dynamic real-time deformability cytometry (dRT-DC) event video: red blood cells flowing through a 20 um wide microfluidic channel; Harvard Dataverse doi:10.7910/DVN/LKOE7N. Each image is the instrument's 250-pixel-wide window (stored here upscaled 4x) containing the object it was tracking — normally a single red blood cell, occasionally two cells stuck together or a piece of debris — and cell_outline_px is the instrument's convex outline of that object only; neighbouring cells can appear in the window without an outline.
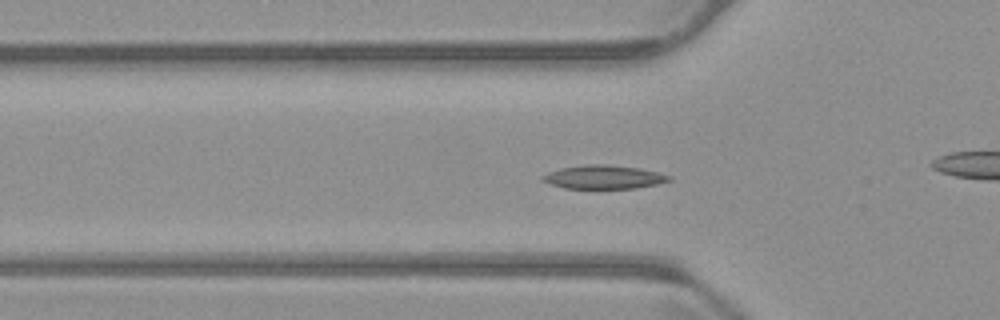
{"species": "common noctule bat (a hibernating species)", "species_latin": "Nyctalus noctula", "temperature_condition": "warm", "stored_images_in_passage": 57, "camera_frame_rate_fps": 3000, "um_per_image_px": 0.085, "animal": {"sex": "male", "body_mass_g": 23.1, "forearm_length_mm": 52.7}, "frame": {"image": 1, "passage_image": 19, "time_ms": 6.0, "image_size_px": [1000, 320], "cell_outline_px": [[672, 180], [656, 184], [636, 188], [564, 188], [540, 180], [540, 176], [548, 172], [560, 168], [584, 164], [608, 164], [640, 168], [672, 176]], "centroid_in_image_um": [51.29, 15.04], "position_along_channel_um": 74.5, "area_um2": 17.46}}
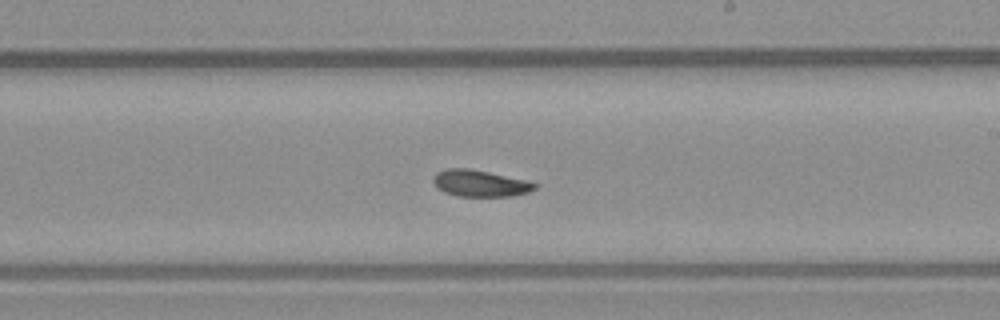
{"frame": {"image": 2, "passage_image": 33, "time_ms": 10.667, "image_size_px": [1000, 320], "cell_outline_px": [[536, 188], [528, 192], [512, 196], [456, 196], [444, 192], [436, 188], [432, 180], [432, 176], [436, 172], [448, 168], [468, 168], [488, 172], [524, 180], [536, 184]], "centroid_in_image_um": [40.72, 15.58], "position_along_channel_um": 248.3, "area_um2": 15.66}}
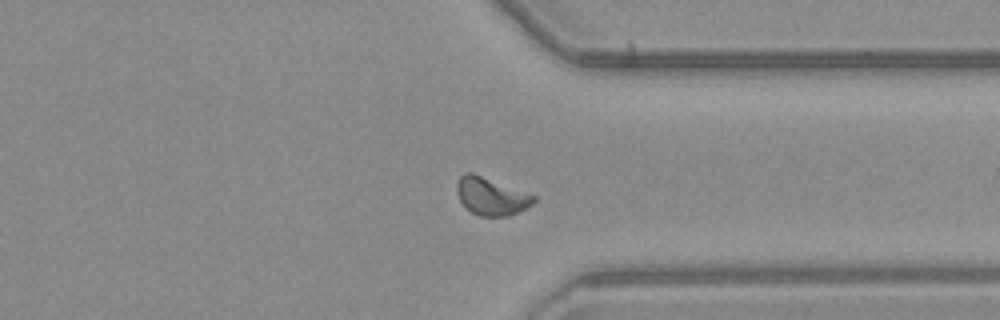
{"frame": {"image": 3, "passage_image": 43, "time_ms": 14.0, "image_size_px": [1000, 320], "cell_outline_px": [[536, 200], [532, 204], [508, 216], [480, 216], [464, 208], [456, 192], [456, 184], [460, 176], [464, 172], [472, 172], [536, 196]], "centroid_in_image_um": [41.7, 16.68], "position_along_channel_um": 369.7, "area_um2": 16.76}, "authors_computed_cell_mechanics": {"area_um2": 16.3574, "velocity_mm_per_s": 3.7068, "shape_relaxation_time_tau1_ms": 6.5776, "shape_relaxation_time_tau2_ms": 7.1607, "deformation_change_tau1": 0.1534, "deformation_change_tau2": 0.0849}}